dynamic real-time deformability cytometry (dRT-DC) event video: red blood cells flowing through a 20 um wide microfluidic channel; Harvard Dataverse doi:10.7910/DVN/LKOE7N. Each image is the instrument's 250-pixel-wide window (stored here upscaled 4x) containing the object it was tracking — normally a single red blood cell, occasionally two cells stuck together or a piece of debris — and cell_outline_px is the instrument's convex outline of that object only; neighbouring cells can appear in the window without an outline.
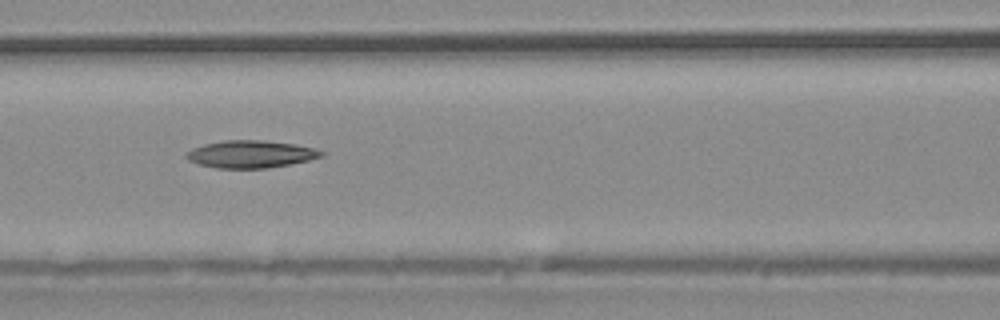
{"species": "common noctule bat (a hibernating species)", "species_latin": "Nyctalus noctula", "temperature_condition": "warm", "stored_images_in_passage": 39, "camera_frame_rate_fps": 3000, "um_per_image_px": 0.085, "animal": {"sex": "male", "body_mass_g": 20.4}, "frame": {"image": 1, "passage_image": 17, "time_ms": 5.333, "image_size_px": [1000, 320], "cell_outline_px": [[324, 156], [308, 160], [268, 168], [216, 168], [200, 164], [188, 160], [184, 156], [184, 152], [192, 148], [204, 144], [224, 140], [264, 140], [292, 144], [316, 148], [324, 152]], "centroid_in_image_um": [21.28, 13.1], "position_along_channel_um": 145.3, "area_um2": 21.56}}